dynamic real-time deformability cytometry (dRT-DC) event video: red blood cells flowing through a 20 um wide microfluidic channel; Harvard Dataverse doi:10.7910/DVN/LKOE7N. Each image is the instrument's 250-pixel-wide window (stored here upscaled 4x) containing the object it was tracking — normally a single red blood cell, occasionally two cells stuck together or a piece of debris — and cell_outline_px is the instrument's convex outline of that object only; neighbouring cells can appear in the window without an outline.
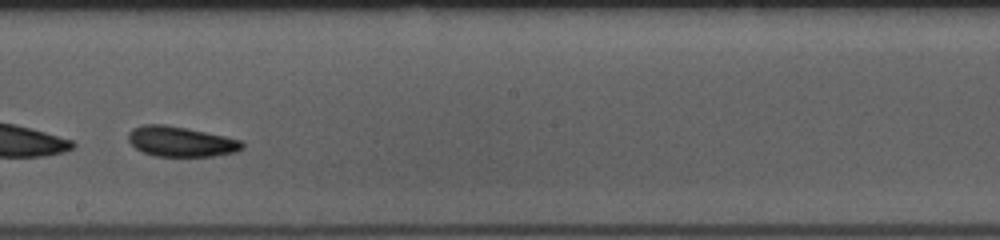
{"species": "common noctule bat (a hibernating species)", "species_latin": "Nyctalus noctula", "temperature_condition": "room temperature", "stored_images_in_passage": 33, "camera_frame_rate_fps": 3000, "um_per_image_px": 0.085, "animal": {"sex": "female", "body_mass_g": 10.0, "forearm_length_mm": 53.1}, "frame": {"image": 1, "passage_image": 19, "time_ms": 6.0, "image_size_px": [1000, 240], "cell_outline_px": [[244, 148], [236, 152], [216, 156], [156, 156], [144, 152], [136, 148], [128, 140], [128, 132], [132, 128], [140, 124], [164, 124], [224, 136], [240, 140], [244, 144]], "centroid_in_image_um": [15.36, 12.03], "position_along_channel_um": 232.8, "area_um2": 19.94}, "authors_computed_cell_mechanics": {"area_um2": 19.7676, "velocity_mm_per_s": 3.6776, "shape_relaxation_time_tau1_ms": 2.745, "shape_relaxation_time_tau2_ms": null, "deformation_change_tau1": 0.0969, "deformation_change_tau2": null}}